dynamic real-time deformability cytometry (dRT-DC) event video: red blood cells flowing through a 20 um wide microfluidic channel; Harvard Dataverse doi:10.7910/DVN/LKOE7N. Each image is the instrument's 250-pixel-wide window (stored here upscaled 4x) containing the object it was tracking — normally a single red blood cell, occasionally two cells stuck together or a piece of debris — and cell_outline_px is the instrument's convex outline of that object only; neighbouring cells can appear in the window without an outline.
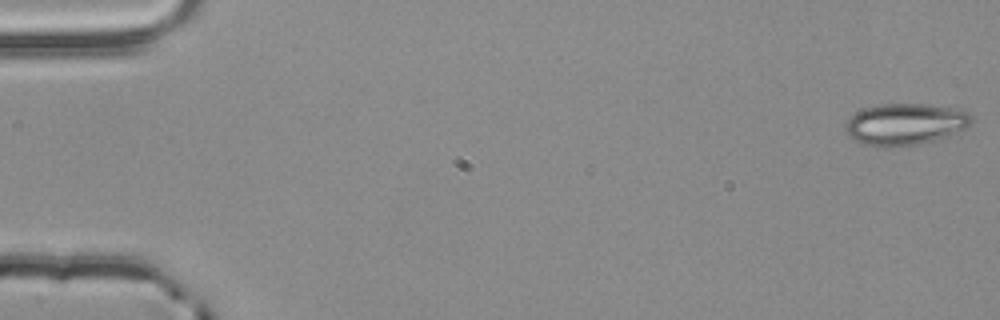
{"species": "common noctule bat (a hibernating species)", "species_latin": "Nyctalus noctula", "temperature_condition": "room temperature", "stored_images_in_passage": 54, "camera_frame_rate_fps": 3000, "um_per_image_px": 0.085, "animal": {"sex": "male", "body_mass_g": 20.4}, "frame": {"image": 1, "passage_image": 1, "time_ms": 0.0, "image_size_px": [1000, 320], "cell_outline_px": [[972, 120], [964, 128], [948, 136], [920, 144], [888, 148], [884, 148], [864, 144], [848, 136], [844, 128], [844, 124], [856, 112], [864, 108], [880, 104], [924, 104], [952, 108], [968, 112], [972, 116]], "centroid_in_image_um": [76.89, 10.57], "position_along_channel_um": 8.1, "area_um2": 30.52}}
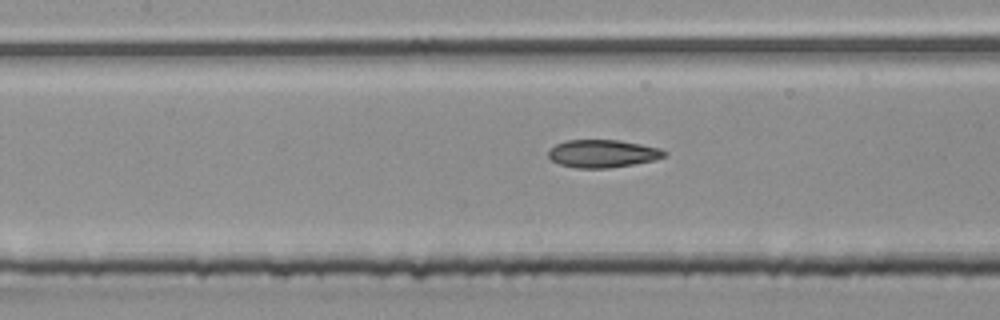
{"frame": {"image": 2, "passage_image": 25, "time_ms": 8.0, "image_size_px": [1000, 320], "cell_outline_px": [[668, 156], [656, 160], [608, 168], [576, 168], [560, 164], [552, 160], [548, 156], [548, 152], [556, 144], [568, 140], [616, 140], [640, 144], [660, 148], [668, 152]], "centroid_in_image_um": [51.27, 13.06], "position_along_channel_um": 156.1, "area_um2": 18.73}}
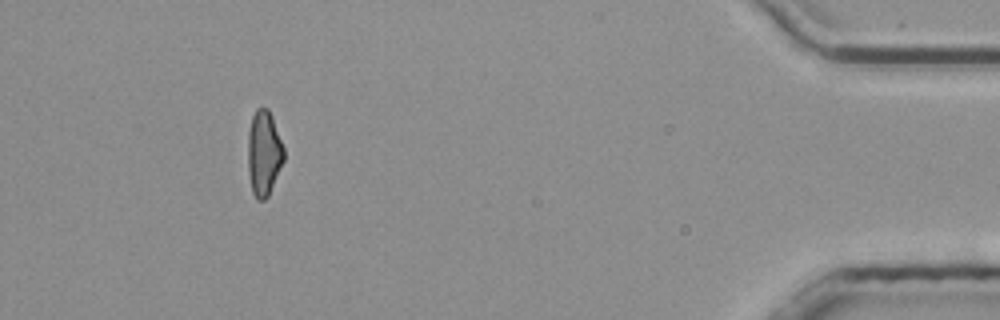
{"frame": {"image": 3, "passage_image": 50, "time_ms": 16.333, "image_size_px": [1000, 320], "cell_outline_px": [[284, 160], [268, 196], [264, 200], [256, 200], [252, 192], [248, 172], [248, 132], [252, 116], [256, 108], [268, 108], [272, 116], [284, 148]], "centroid_in_image_um": [22.42, 13.02], "position_along_channel_um": 412.8, "area_um2": 17.92}, "authors_computed_cell_mechanics": {"area_um2": 18.8139, "velocity_mm_per_s": 3.8674, "shape_relaxation_time_tau1_ms": 6.6196, "shape_relaxation_time_tau2_ms": 2.4165, "deformation_change_tau1": 0.1781, "deformation_change_tau2": 0.1079}}